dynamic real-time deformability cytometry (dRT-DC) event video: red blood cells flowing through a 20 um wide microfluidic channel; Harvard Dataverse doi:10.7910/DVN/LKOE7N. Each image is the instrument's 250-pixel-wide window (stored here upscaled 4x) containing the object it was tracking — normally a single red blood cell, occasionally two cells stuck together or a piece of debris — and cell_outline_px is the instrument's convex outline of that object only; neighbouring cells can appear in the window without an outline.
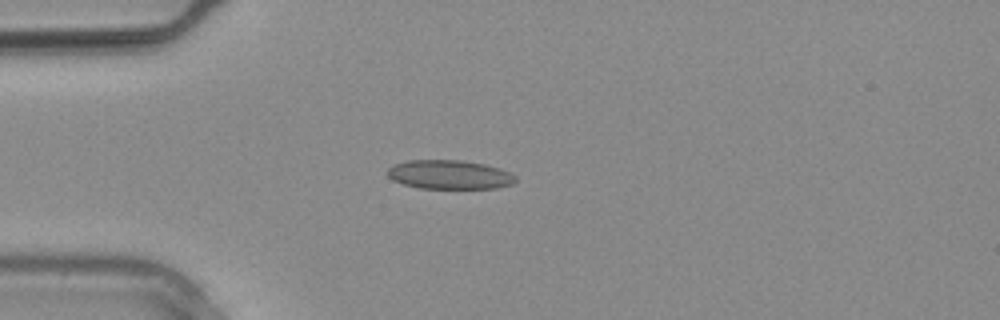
{"species": "common noctule bat (a hibernating species)", "species_latin": "Nyctalus noctula", "temperature_condition": "warm", "stored_images_in_passage": 2, "camera_frame_rate_fps": 3000, "um_per_image_px": 0.085, "animal": {"sex": "male", "body_mass_g": 20.4}, "frame": {"image": 1, "passage_image": 1, "time_ms": 0.0, "image_size_px": [1000, 320], "cell_outline_px": [[516, 180], [512, 184], [496, 188], [420, 188], [404, 184], [392, 180], [388, 176], [388, 168], [392, 164], [408, 160], [460, 160], [484, 164], [508, 172], [516, 176]], "centroid_in_image_um": [38.16, 14.84], "position_along_channel_um": 46.8, "area_um2": 21.5}}